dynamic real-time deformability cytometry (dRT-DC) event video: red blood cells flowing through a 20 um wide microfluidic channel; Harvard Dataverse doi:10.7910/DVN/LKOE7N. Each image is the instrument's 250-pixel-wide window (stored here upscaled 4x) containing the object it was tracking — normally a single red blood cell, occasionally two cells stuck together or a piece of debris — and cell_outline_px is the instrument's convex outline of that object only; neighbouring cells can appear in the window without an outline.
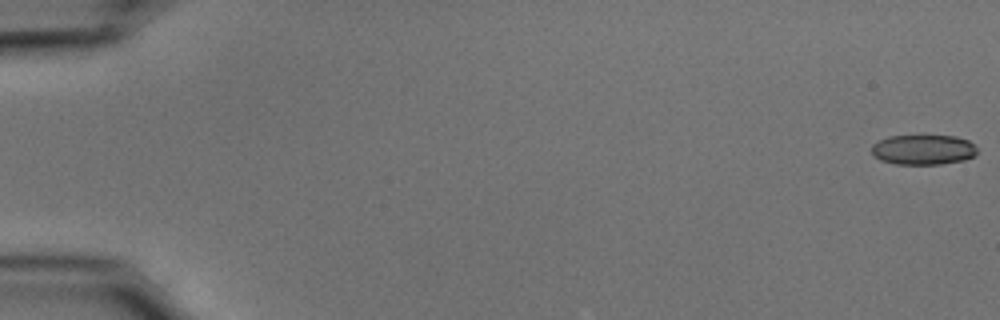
{"species": "common noctule bat (a hibernating species)", "species_latin": "Nyctalus noctula", "temperature_condition": "cold", "stored_images_in_passage": 55, "camera_frame_rate_fps": 3000, "um_per_image_px": 0.085, "animal": {"sex": "male", "body_mass_g": 15.6}, "frame": {"image": 1, "passage_image": 1, "time_ms": 0.0, "image_size_px": [1000, 320], "cell_outline_px": [[976, 156], [964, 160], [940, 164], [896, 164], [880, 160], [872, 156], [872, 144], [888, 136], [924, 132], [956, 136], [968, 140], [976, 148]], "centroid_in_image_um": [78.46, 12.66], "position_along_channel_um": 6.5, "area_um2": 19.48}}
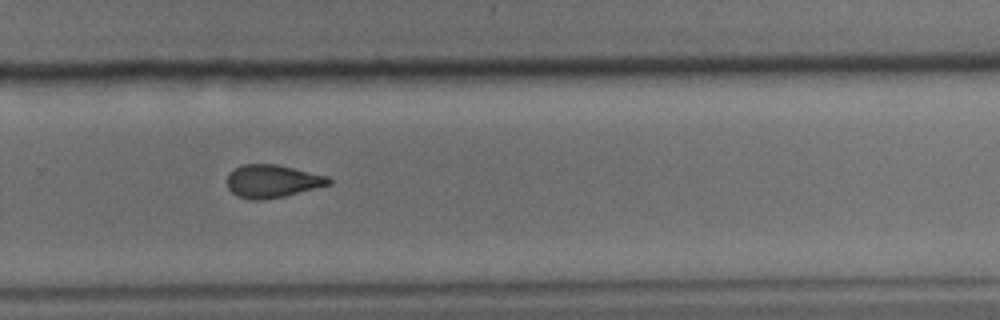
{"frame": {"image": 2, "passage_image": 38, "time_ms": 12.333, "image_size_px": [1000, 320], "cell_outline_px": [[332, 184], [284, 196], [260, 200], [252, 200], [236, 196], [228, 188], [228, 172], [244, 164], [276, 164], [328, 176], [332, 180]], "centroid_in_image_um": [23.15, 15.4], "position_along_channel_um": 306.7, "area_um2": 19.42}}
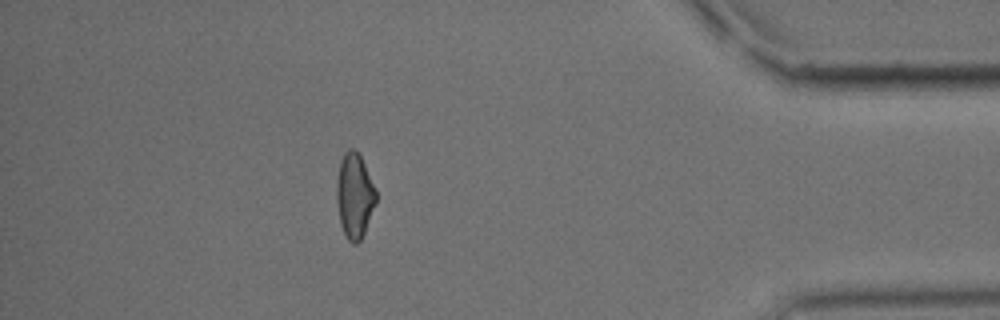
{"frame": {"image": 3, "passage_image": 49, "time_ms": 16.0, "image_size_px": [1000, 320], "cell_outline_px": [[376, 200], [364, 232], [360, 240], [356, 244], [352, 244], [348, 240], [340, 224], [336, 200], [336, 180], [340, 160], [344, 152], [348, 148], [352, 148], [360, 156], [364, 164], [376, 192]], "centroid_in_image_um": [30.09, 16.62], "position_along_channel_um": 405.1, "area_um2": 19.25}, "authors_computed_cell_mechanics": {"area_um2": 19.8254, "velocity_mm_per_s": 3.7292, "shape_relaxation_time_tau1_ms": null, "shape_relaxation_time_tau2_ms": 2.6246, "deformation_change_tau1": null, "deformation_change_tau2": 0.0914}}